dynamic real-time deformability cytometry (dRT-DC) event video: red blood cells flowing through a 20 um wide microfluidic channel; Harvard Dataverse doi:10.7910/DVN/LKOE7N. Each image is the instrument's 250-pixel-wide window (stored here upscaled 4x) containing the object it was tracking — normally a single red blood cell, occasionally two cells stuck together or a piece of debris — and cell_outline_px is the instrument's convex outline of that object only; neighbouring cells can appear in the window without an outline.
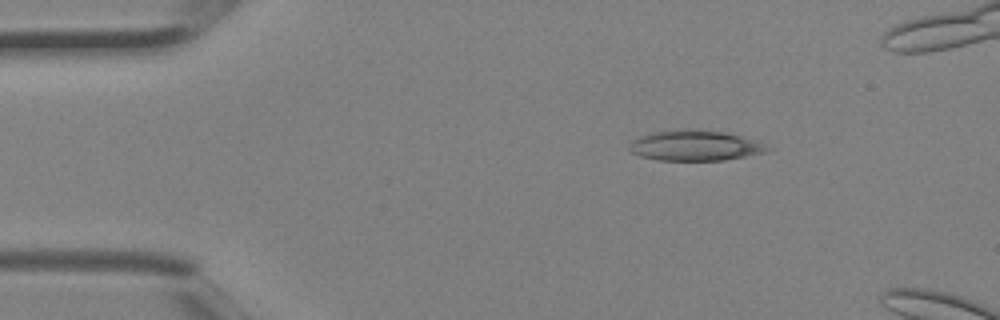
{"species": "Egyptian fruit bat (a non-hibernating species)", "species_latin": "Rousettus aegyptiacus", "temperature_condition": "room temperature", "stored_images_in_passage": 3, "camera_frame_rate_fps": 3000, "um_per_image_px": 0.085, "animal": {"sex": "female"}, "frame": {"image": 1, "passage_image": 2, "time_ms": 0.333, "image_size_px": [1000, 320], "cell_outline_px": [[776, 148], [768, 152], [724, 160], [656, 160], [640, 156], [632, 152], [628, 148], [628, 144], [632, 140], [640, 136], [656, 132], [680, 128], [692, 128], [724, 132], [756, 140]], "centroid_in_image_um": [59.12, 12.36], "position_along_channel_um": 25.9, "area_um2": 24.85}}